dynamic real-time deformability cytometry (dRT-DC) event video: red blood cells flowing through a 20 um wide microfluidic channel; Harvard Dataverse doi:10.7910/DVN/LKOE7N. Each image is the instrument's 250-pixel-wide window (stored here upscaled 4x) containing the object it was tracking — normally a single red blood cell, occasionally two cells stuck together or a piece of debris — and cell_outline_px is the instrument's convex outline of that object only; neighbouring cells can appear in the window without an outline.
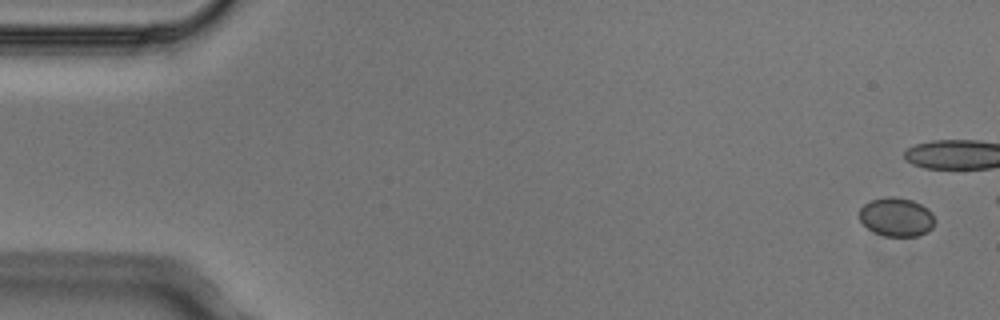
{"species": "Egyptian fruit bat (a non-hibernating species)", "species_latin": "Rousettus aegyptiacus", "temperature_condition": "cold", "stored_images_in_passage": 5, "segment_of_instrument_passage": [2, 2], "camera_frame_rate_fps": 3000, "um_per_image_px": 0.085, "animal": {"sex": "male"}, "frame": {"image": 1, "passage_image": 5, "time_ms": 1.333, "image_size_px": [1000, 320], "cell_outline_px": [[932, 228], [928, 232], [916, 236], [884, 236], [868, 228], [860, 220], [860, 208], [864, 204], [872, 200], [888, 196], [896, 196], [912, 200], [928, 208], [932, 212]], "centroid_in_image_um": [76.19, 18.43], "position_along_channel_um": 8.8, "area_um2": 16.88}}